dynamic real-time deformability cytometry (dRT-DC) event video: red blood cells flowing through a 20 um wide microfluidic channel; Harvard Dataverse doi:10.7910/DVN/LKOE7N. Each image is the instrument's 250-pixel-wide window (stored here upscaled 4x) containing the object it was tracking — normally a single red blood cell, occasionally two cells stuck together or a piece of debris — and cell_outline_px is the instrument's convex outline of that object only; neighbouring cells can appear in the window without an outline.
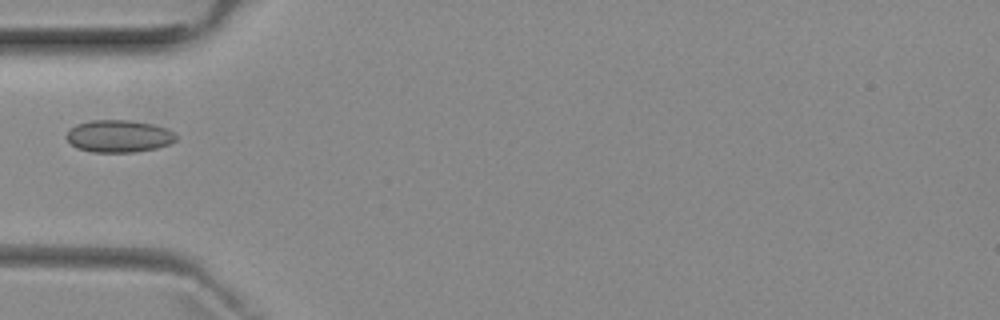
{"species": "common noctule bat (a hibernating species)", "species_latin": "Nyctalus noctula", "temperature_condition": "room temperature", "stored_images_in_passage": 3, "camera_frame_rate_fps": 3000, "um_per_image_px": 0.085, "animal": {"sex": "female", "body_mass_g": 29.2, "forearm_length_mm": 56.3}, "frame": {"image": 1, "passage_image": 2, "time_ms": 1.333, "image_size_px": [1000, 320], "cell_outline_px": [[176, 140], [168, 144], [156, 148], [136, 152], [92, 152], [76, 148], [64, 136], [68, 128], [76, 124], [92, 120], [132, 120], [152, 124], [168, 128], [176, 136]], "centroid_in_image_um": [10.06, 11.57], "position_along_channel_um": 74.9, "area_um2": 20.81}}
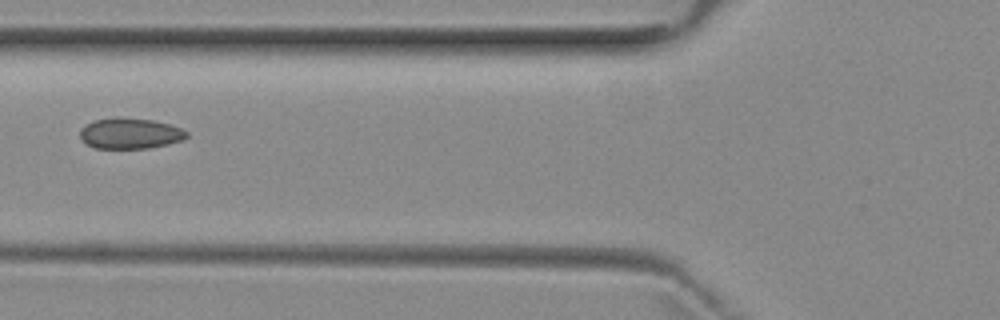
{"frame": {"image": 2, "passage_image": 3, "time_ms": 2.333, "image_size_px": [1000, 320], "cell_outline_px": [[188, 136], [184, 140], [168, 144], [148, 148], [96, 148], [80, 140], [80, 128], [96, 120], [112, 116], [120, 116], [152, 120], [168, 124], [180, 128], [188, 132]], "centroid_in_image_um": [11.05, 11.33], "position_along_channel_um": 114.7, "area_um2": 19.25}}